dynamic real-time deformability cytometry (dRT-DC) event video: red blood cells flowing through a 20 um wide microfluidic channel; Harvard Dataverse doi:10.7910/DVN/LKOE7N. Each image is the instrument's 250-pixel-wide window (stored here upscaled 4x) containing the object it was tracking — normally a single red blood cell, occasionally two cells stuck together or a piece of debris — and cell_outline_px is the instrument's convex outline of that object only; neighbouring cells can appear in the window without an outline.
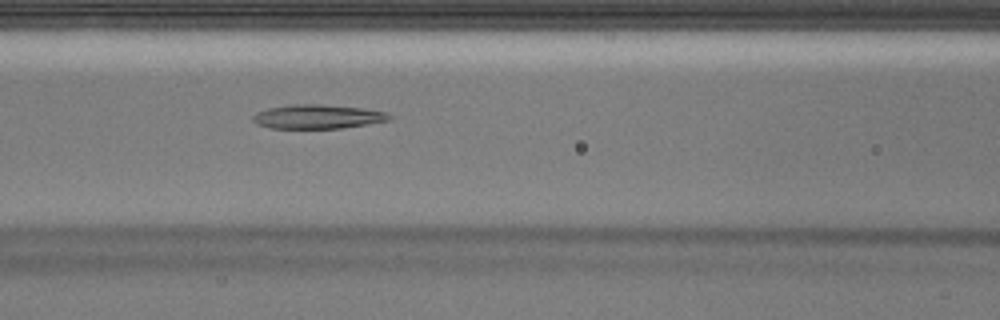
{"species": "Egyptian fruit bat (a non-hibernating species)", "species_latin": "Rousettus aegyptiacus", "temperature_condition": "warm", "stored_images_in_passage": 30, "camera_frame_rate_fps": 3000, "um_per_image_px": 0.085, "animal": {"sex": "male"}, "frame": {"image": 1, "passage_image": 6, "time_ms": 1.667, "image_size_px": [1000, 320], "cell_outline_px": [[392, 120], [344, 128], [268, 128], [256, 124], [252, 120], [252, 116], [256, 112], [268, 108], [292, 104], [324, 104], [364, 108], [388, 112], [392, 116]], "centroid_in_image_um": [27.03, 9.91], "position_along_channel_um": 139.6, "area_um2": 19.48}}
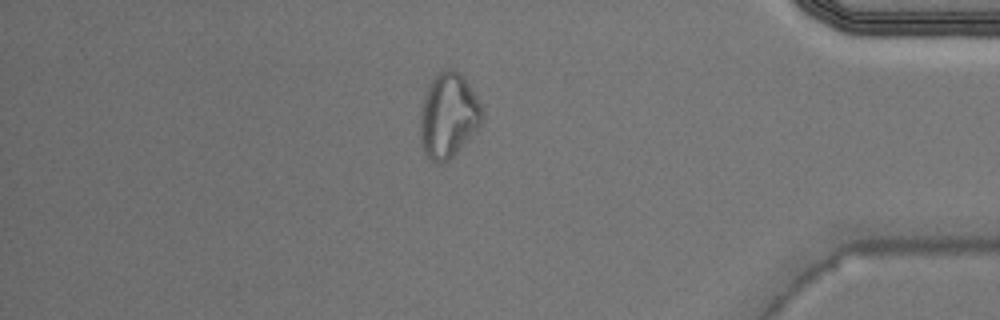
{"frame": {"image": 2, "passage_image": 24, "time_ms": 7.667, "image_size_px": [1000, 320], "cell_outline_px": [[484, 120], [456, 152], [448, 160], [440, 164], [436, 164], [424, 156], [420, 148], [420, 108], [428, 84], [436, 72], [444, 68], [452, 68], [468, 84], [480, 104], [484, 116]], "centroid_in_image_um": [38.04, 9.84], "position_along_channel_um": 397.2, "area_um2": 30.75}}
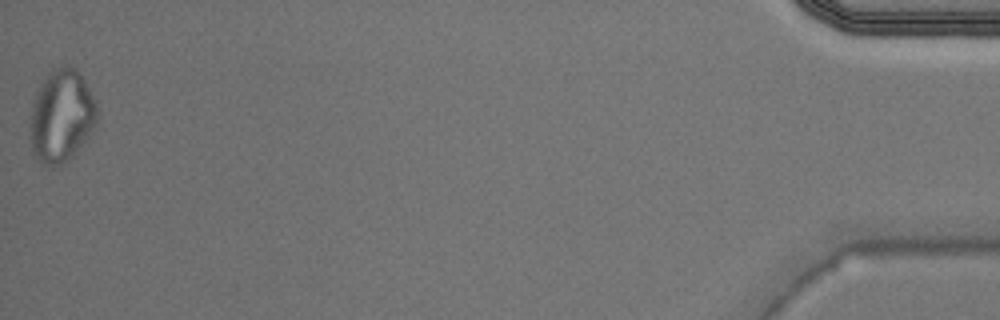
{"frame": {"image": 3, "passage_image": 30, "time_ms": 9.667, "image_size_px": [1000, 320], "cell_outline_px": [[96, 124], [92, 132], [72, 156], [68, 160], [52, 168], [40, 160], [32, 152], [28, 136], [28, 116], [36, 92], [40, 84], [48, 72], [52, 68], [76, 68], [84, 80], [96, 104]], "centroid_in_image_um": [5.16, 9.89], "position_along_channel_um": 430.0, "area_um2": 36.3}}